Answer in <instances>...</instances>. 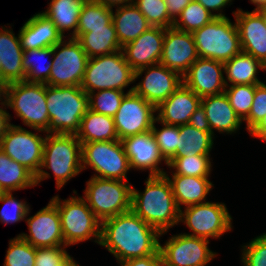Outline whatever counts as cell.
Returning <instances> with one entry per match:
<instances>
[{
    "mask_svg": "<svg viewBox=\"0 0 266 266\" xmlns=\"http://www.w3.org/2000/svg\"><path fill=\"white\" fill-rule=\"evenodd\" d=\"M160 233L132 210L101 222L100 246L122 263L146 257L159 250Z\"/></svg>",
    "mask_w": 266,
    "mask_h": 266,
    "instance_id": "cell-1",
    "label": "cell"
},
{
    "mask_svg": "<svg viewBox=\"0 0 266 266\" xmlns=\"http://www.w3.org/2000/svg\"><path fill=\"white\" fill-rule=\"evenodd\" d=\"M145 184L143 193L132 188L131 210L161 236L179 223L180 210L165 175L148 176Z\"/></svg>",
    "mask_w": 266,
    "mask_h": 266,
    "instance_id": "cell-2",
    "label": "cell"
},
{
    "mask_svg": "<svg viewBox=\"0 0 266 266\" xmlns=\"http://www.w3.org/2000/svg\"><path fill=\"white\" fill-rule=\"evenodd\" d=\"M42 168L52 170L58 190L78 175L83 169L81 143L76 134L47 133L41 170L35 176L36 185L50 177Z\"/></svg>",
    "mask_w": 266,
    "mask_h": 266,
    "instance_id": "cell-3",
    "label": "cell"
},
{
    "mask_svg": "<svg viewBox=\"0 0 266 266\" xmlns=\"http://www.w3.org/2000/svg\"><path fill=\"white\" fill-rule=\"evenodd\" d=\"M46 100L50 120L47 133L76 134L89 110V97L81 86L46 85Z\"/></svg>",
    "mask_w": 266,
    "mask_h": 266,
    "instance_id": "cell-4",
    "label": "cell"
},
{
    "mask_svg": "<svg viewBox=\"0 0 266 266\" xmlns=\"http://www.w3.org/2000/svg\"><path fill=\"white\" fill-rule=\"evenodd\" d=\"M192 35L199 58L225 63L242 51L237 24L227 17L214 18Z\"/></svg>",
    "mask_w": 266,
    "mask_h": 266,
    "instance_id": "cell-5",
    "label": "cell"
},
{
    "mask_svg": "<svg viewBox=\"0 0 266 266\" xmlns=\"http://www.w3.org/2000/svg\"><path fill=\"white\" fill-rule=\"evenodd\" d=\"M134 82V71L122 50L89 58L81 88L88 94L95 90H124Z\"/></svg>",
    "mask_w": 266,
    "mask_h": 266,
    "instance_id": "cell-6",
    "label": "cell"
},
{
    "mask_svg": "<svg viewBox=\"0 0 266 266\" xmlns=\"http://www.w3.org/2000/svg\"><path fill=\"white\" fill-rule=\"evenodd\" d=\"M132 188L127 181L92 176L83 199L102 222L131 210Z\"/></svg>",
    "mask_w": 266,
    "mask_h": 266,
    "instance_id": "cell-7",
    "label": "cell"
},
{
    "mask_svg": "<svg viewBox=\"0 0 266 266\" xmlns=\"http://www.w3.org/2000/svg\"><path fill=\"white\" fill-rule=\"evenodd\" d=\"M57 206L61 219V230L66 246L95 238L100 243L101 221L96 217L82 197H70L60 201L59 196L51 199Z\"/></svg>",
    "mask_w": 266,
    "mask_h": 266,
    "instance_id": "cell-8",
    "label": "cell"
},
{
    "mask_svg": "<svg viewBox=\"0 0 266 266\" xmlns=\"http://www.w3.org/2000/svg\"><path fill=\"white\" fill-rule=\"evenodd\" d=\"M7 105L15 111L26 126L39 132L49 130L46 84L26 81L10 83Z\"/></svg>",
    "mask_w": 266,
    "mask_h": 266,
    "instance_id": "cell-9",
    "label": "cell"
},
{
    "mask_svg": "<svg viewBox=\"0 0 266 266\" xmlns=\"http://www.w3.org/2000/svg\"><path fill=\"white\" fill-rule=\"evenodd\" d=\"M81 153L82 169L88 165L99 173L93 177L128 181L131 167L120 140L81 143Z\"/></svg>",
    "mask_w": 266,
    "mask_h": 266,
    "instance_id": "cell-10",
    "label": "cell"
},
{
    "mask_svg": "<svg viewBox=\"0 0 266 266\" xmlns=\"http://www.w3.org/2000/svg\"><path fill=\"white\" fill-rule=\"evenodd\" d=\"M63 46V47H62ZM54 58L50 77L45 83L49 86H81L89 57L80 42L69 38L52 47Z\"/></svg>",
    "mask_w": 266,
    "mask_h": 266,
    "instance_id": "cell-11",
    "label": "cell"
},
{
    "mask_svg": "<svg viewBox=\"0 0 266 266\" xmlns=\"http://www.w3.org/2000/svg\"><path fill=\"white\" fill-rule=\"evenodd\" d=\"M232 217L223 203L204 202L185 207L180 210L179 222H184L193 237L209 240V237L219 238L232 229Z\"/></svg>",
    "mask_w": 266,
    "mask_h": 266,
    "instance_id": "cell-12",
    "label": "cell"
},
{
    "mask_svg": "<svg viewBox=\"0 0 266 266\" xmlns=\"http://www.w3.org/2000/svg\"><path fill=\"white\" fill-rule=\"evenodd\" d=\"M45 139L46 136L12 124L0 142V149L36 176L41 170Z\"/></svg>",
    "mask_w": 266,
    "mask_h": 266,
    "instance_id": "cell-13",
    "label": "cell"
},
{
    "mask_svg": "<svg viewBox=\"0 0 266 266\" xmlns=\"http://www.w3.org/2000/svg\"><path fill=\"white\" fill-rule=\"evenodd\" d=\"M154 112L156 107L130 88L113 116L119 140L151 131L156 119Z\"/></svg>",
    "mask_w": 266,
    "mask_h": 266,
    "instance_id": "cell-14",
    "label": "cell"
},
{
    "mask_svg": "<svg viewBox=\"0 0 266 266\" xmlns=\"http://www.w3.org/2000/svg\"><path fill=\"white\" fill-rule=\"evenodd\" d=\"M209 240L181 233L172 236L164 246L159 244L164 266H206L216 256L208 248Z\"/></svg>",
    "mask_w": 266,
    "mask_h": 266,
    "instance_id": "cell-15",
    "label": "cell"
},
{
    "mask_svg": "<svg viewBox=\"0 0 266 266\" xmlns=\"http://www.w3.org/2000/svg\"><path fill=\"white\" fill-rule=\"evenodd\" d=\"M145 70L144 79L133 86V92L155 107L169 98L183 84L182 76L179 73L160 63L136 70L134 81L142 76Z\"/></svg>",
    "mask_w": 266,
    "mask_h": 266,
    "instance_id": "cell-16",
    "label": "cell"
},
{
    "mask_svg": "<svg viewBox=\"0 0 266 266\" xmlns=\"http://www.w3.org/2000/svg\"><path fill=\"white\" fill-rule=\"evenodd\" d=\"M25 221L27 222L30 235L22 233L19 236L33 247L66 246L61 230L60 214L52 200H50L46 207Z\"/></svg>",
    "mask_w": 266,
    "mask_h": 266,
    "instance_id": "cell-17",
    "label": "cell"
},
{
    "mask_svg": "<svg viewBox=\"0 0 266 266\" xmlns=\"http://www.w3.org/2000/svg\"><path fill=\"white\" fill-rule=\"evenodd\" d=\"M199 58L192 33L165 29L160 64L183 76L189 67Z\"/></svg>",
    "mask_w": 266,
    "mask_h": 266,
    "instance_id": "cell-18",
    "label": "cell"
},
{
    "mask_svg": "<svg viewBox=\"0 0 266 266\" xmlns=\"http://www.w3.org/2000/svg\"><path fill=\"white\" fill-rule=\"evenodd\" d=\"M224 63L198 58L182 76L183 84L199 97L217 95L226 89Z\"/></svg>",
    "mask_w": 266,
    "mask_h": 266,
    "instance_id": "cell-19",
    "label": "cell"
},
{
    "mask_svg": "<svg viewBox=\"0 0 266 266\" xmlns=\"http://www.w3.org/2000/svg\"><path fill=\"white\" fill-rule=\"evenodd\" d=\"M164 37L165 28L152 26L122 47L126 62L134 72L160 63Z\"/></svg>",
    "mask_w": 266,
    "mask_h": 266,
    "instance_id": "cell-20",
    "label": "cell"
},
{
    "mask_svg": "<svg viewBox=\"0 0 266 266\" xmlns=\"http://www.w3.org/2000/svg\"><path fill=\"white\" fill-rule=\"evenodd\" d=\"M237 24L242 51L252 55L266 66V25L258 11L233 12Z\"/></svg>",
    "mask_w": 266,
    "mask_h": 266,
    "instance_id": "cell-21",
    "label": "cell"
},
{
    "mask_svg": "<svg viewBox=\"0 0 266 266\" xmlns=\"http://www.w3.org/2000/svg\"><path fill=\"white\" fill-rule=\"evenodd\" d=\"M128 156L130 167L139 170H150L149 176L164 175L158 165L165 161L161 156L152 132H145L121 140Z\"/></svg>",
    "mask_w": 266,
    "mask_h": 266,
    "instance_id": "cell-22",
    "label": "cell"
},
{
    "mask_svg": "<svg viewBox=\"0 0 266 266\" xmlns=\"http://www.w3.org/2000/svg\"><path fill=\"white\" fill-rule=\"evenodd\" d=\"M201 97L182 84L169 98L157 107L158 122L170 125L189 124L191 115L201 106Z\"/></svg>",
    "mask_w": 266,
    "mask_h": 266,
    "instance_id": "cell-23",
    "label": "cell"
},
{
    "mask_svg": "<svg viewBox=\"0 0 266 266\" xmlns=\"http://www.w3.org/2000/svg\"><path fill=\"white\" fill-rule=\"evenodd\" d=\"M20 29L23 51L53 47L65 37L43 13L33 15Z\"/></svg>",
    "mask_w": 266,
    "mask_h": 266,
    "instance_id": "cell-24",
    "label": "cell"
},
{
    "mask_svg": "<svg viewBox=\"0 0 266 266\" xmlns=\"http://www.w3.org/2000/svg\"><path fill=\"white\" fill-rule=\"evenodd\" d=\"M23 49L19 35L5 27L0 30V65L1 79L9 84L25 81L26 73L22 67Z\"/></svg>",
    "mask_w": 266,
    "mask_h": 266,
    "instance_id": "cell-25",
    "label": "cell"
},
{
    "mask_svg": "<svg viewBox=\"0 0 266 266\" xmlns=\"http://www.w3.org/2000/svg\"><path fill=\"white\" fill-rule=\"evenodd\" d=\"M201 106L205 110L211 133L213 129L231 134L239 129L242 121L236 115L225 92L202 97Z\"/></svg>",
    "mask_w": 266,
    "mask_h": 266,
    "instance_id": "cell-26",
    "label": "cell"
},
{
    "mask_svg": "<svg viewBox=\"0 0 266 266\" xmlns=\"http://www.w3.org/2000/svg\"><path fill=\"white\" fill-rule=\"evenodd\" d=\"M172 187L175 202L179 210L181 205L186 207L204 203L206 196L212 189V182L208 177H189L184 175L172 174V179L168 177L167 173L164 174Z\"/></svg>",
    "mask_w": 266,
    "mask_h": 266,
    "instance_id": "cell-27",
    "label": "cell"
},
{
    "mask_svg": "<svg viewBox=\"0 0 266 266\" xmlns=\"http://www.w3.org/2000/svg\"><path fill=\"white\" fill-rule=\"evenodd\" d=\"M112 22L121 47L152 27L133 3L116 8V12L112 13Z\"/></svg>",
    "mask_w": 266,
    "mask_h": 266,
    "instance_id": "cell-28",
    "label": "cell"
},
{
    "mask_svg": "<svg viewBox=\"0 0 266 266\" xmlns=\"http://www.w3.org/2000/svg\"><path fill=\"white\" fill-rule=\"evenodd\" d=\"M80 143L119 140L113 117L88 110L80 122L76 133Z\"/></svg>",
    "mask_w": 266,
    "mask_h": 266,
    "instance_id": "cell-29",
    "label": "cell"
},
{
    "mask_svg": "<svg viewBox=\"0 0 266 266\" xmlns=\"http://www.w3.org/2000/svg\"><path fill=\"white\" fill-rule=\"evenodd\" d=\"M258 68L266 70V66L260 61L241 51L224 63V72L227 75L225 84L228 85L229 81L231 85H258L262 83L256 76Z\"/></svg>",
    "mask_w": 266,
    "mask_h": 266,
    "instance_id": "cell-30",
    "label": "cell"
},
{
    "mask_svg": "<svg viewBox=\"0 0 266 266\" xmlns=\"http://www.w3.org/2000/svg\"><path fill=\"white\" fill-rule=\"evenodd\" d=\"M77 40L89 58L122 50L113 22L107 28L92 29L83 33Z\"/></svg>",
    "mask_w": 266,
    "mask_h": 266,
    "instance_id": "cell-31",
    "label": "cell"
},
{
    "mask_svg": "<svg viewBox=\"0 0 266 266\" xmlns=\"http://www.w3.org/2000/svg\"><path fill=\"white\" fill-rule=\"evenodd\" d=\"M86 0H51L48 9L42 12L64 36V31L73 29L71 37L77 32L81 8Z\"/></svg>",
    "mask_w": 266,
    "mask_h": 266,
    "instance_id": "cell-32",
    "label": "cell"
},
{
    "mask_svg": "<svg viewBox=\"0 0 266 266\" xmlns=\"http://www.w3.org/2000/svg\"><path fill=\"white\" fill-rule=\"evenodd\" d=\"M36 186L35 176L0 149V188L12 192Z\"/></svg>",
    "mask_w": 266,
    "mask_h": 266,
    "instance_id": "cell-33",
    "label": "cell"
},
{
    "mask_svg": "<svg viewBox=\"0 0 266 266\" xmlns=\"http://www.w3.org/2000/svg\"><path fill=\"white\" fill-rule=\"evenodd\" d=\"M178 154L175 157L210 155L213 147V134L198 130L190 124L179 126Z\"/></svg>",
    "mask_w": 266,
    "mask_h": 266,
    "instance_id": "cell-34",
    "label": "cell"
},
{
    "mask_svg": "<svg viewBox=\"0 0 266 266\" xmlns=\"http://www.w3.org/2000/svg\"><path fill=\"white\" fill-rule=\"evenodd\" d=\"M112 13L113 9L92 0H86L81 8L77 32L72 38L77 39L81 34L90 32L92 29L107 28L112 22Z\"/></svg>",
    "mask_w": 266,
    "mask_h": 266,
    "instance_id": "cell-35",
    "label": "cell"
},
{
    "mask_svg": "<svg viewBox=\"0 0 266 266\" xmlns=\"http://www.w3.org/2000/svg\"><path fill=\"white\" fill-rule=\"evenodd\" d=\"M178 18L181 22L176 19L173 27L180 31L192 33L208 24L216 17L199 2L192 0L188 6L182 10Z\"/></svg>",
    "mask_w": 266,
    "mask_h": 266,
    "instance_id": "cell-36",
    "label": "cell"
},
{
    "mask_svg": "<svg viewBox=\"0 0 266 266\" xmlns=\"http://www.w3.org/2000/svg\"><path fill=\"white\" fill-rule=\"evenodd\" d=\"M53 55L52 47H46L42 49H34V50H26L23 52V61L22 67L26 73L25 81L29 83H43L45 84L49 77L50 71L53 66V61L51 60L46 63V66H37L36 63L34 64L31 58L33 56L39 58L50 57ZM32 56V57H31ZM31 57V58H30ZM36 62V61H35Z\"/></svg>",
    "mask_w": 266,
    "mask_h": 266,
    "instance_id": "cell-37",
    "label": "cell"
},
{
    "mask_svg": "<svg viewBox=\"0 0 266 266\" xmlns=\"http://www.w3.org/2000/svg\"><path fill=\"white\" fill-rule=\"evenodd\" d=\"M210 160L209 155L174 157L167 166L175 169L172 174L189 177H209L211 172Z\"/></svg>",
    "mask_w": 266,
    "mask_h": 266,
    "instance_id": "cell-38",
    "label": "cell"
},
{
    "mask_svg": "<svg viewBox=\"0 0 266 266\" xmlns=\"http://www.w3.org/2000/svg\"><path fill=\"white\" fill-rule=\"evenodd\" d=\"M155 122L157 119L153 122L151 132L165 164H168L178 154L179 126L161 123L163 127L159 130Z\"/></svg>",
    "mask_w": 266,
    "mask_h": 266,
    "instance_id": "cell-39",
    "label": "cell"
},
{
    "mask_svg": "<svg viewBox=\"0 0 266 266\" xmlns=\"http://www.w3.org/2000/svg\"><path fill=\"white\" fill-rule=\"evenodd\" d=\"M126 94L122 90L106 89L88 93L89 109L103 115L113 117L118 111Z\"/></svg>",
    "mask_w": 266,
    "mask_h": 266,
    "instance_id": "cell-40",
    "label": "cell"
},
{
    "mask_svg": "<svg viewBox=\"0 0 266 266\" xmlns=\"http://www.w3.org/2000/svg\"><path fill=\"white\" fill-rule=\"evenodd\" d=\"M255 88L256 85H226L224 92L241 121H244L250 113Z\"/></svg>",
    "mask_w": 266,
    "mask_h": 266,
    "instance_id": "cell-41",
    "label": "cell"
},
{
    "mask_svg": "<svg viewBox=\"0 0 266 266\" xmlns=\"http://www.w3.org/2000/svg\"><path fill=\"white\" fill-rule=\"evenodd\" d=\"M133 4L153 27H173L174 20L168 15L164 0H133Z\"/></svg>",
    "mask_w": 266,
    "mask_h": 266,
    "instance_id": "cell-42",
    "label": "cell"
},
{
    "mask_svg": "<svg viewBox=\"0 0 266 266\" xmlns=\"http://www.w3.org/2000/svg\"><path fill=\"white\" fill-rule=\"evenodd\" d=\"M35 247L19 235L9 242L4 266H35Z\"/></svg>",
    "mask_w": 266,
    "mask_h": 266,
    "instance_id": "cell-43",
    "label": "cell"
},
{
    "mask_svg": "<svg viewBox=\"0 0 266 266\" xmlns=\"http://www.w3.org/2000/svg\"><path fill=\"white\" fill-rule=\"evenodd\" d=\"M0 202L4 203L0 210V221L4 224L19 222L29 214L26 202L16 200L11 192L1 193Z\"/></svg>",
    "mask_w": 266,
    "mask_h": 266,
    "instance_id": "cell-44",
    "label": "cell"
},
{
    "mask_svg": "<svg viewBox=\"0 0 266 266\" xmlns=\"http://www.w3.org/2000/svg\"><path fill=\"white\" fill-rule=\"evenodd\" d=\"M64 248L66 246L35 248V266H71L75 261Z\"/></svg>",
    "mask_w": 266,
    "mask_h": 266,
    "instance_id": "cell-45",
    "label": "cell"
},
{
    "mask_svg": "<svg viewBox=\"0 0 266 266\" xmlns=\"http://www.w3.org/2000/svg\"><path fill=\"white\" fill-rule=\"evenodd\" d=\"M242 247V263L244 266H266V233L254 238Z\"/></svg>",
    "mask_w": 266,
    "mask_h": 266,
    "instance_id": "cell-46",
    "label": "cell"
},
{
    "mask_svg": "<svg viewBox=\"0 0 266 266\" xmlns=\"http://www.w3.org/2000/svg\"><path fill=\"white\" fill-rule=\"evenodd\" d=\"M266 115V84L263 82L256 85L254 100L248 117L244 120L247 123V130L250 132Z\"/></svg>",
    "mask_w": 266,
    "mask_h": 266,
    "instance_id": "cell-47",
    "label": "cell"
},
{
    "mask_svg": "<svg viewBox=\"0 0 266 266\" xmlns=\"http://www.w3.org/2000/svg\"><path fill=\"white\" fill-rule=\"evenodd\" d=\"M121 266H164L162 256L160 250H158L155 254L125 260L120 263Z\"/></svg>",
    "mask_w": 266,
    "mask_h": 266,
    "instance_id": "cell-48",
    "label": "cell"
},
{
    "mask_svg": "<svg viewBox=\"0 0 266 266\" xmlns=\"http://www.w3.org/2000/svg\"><path fill=\"white\" fill-rule=\"evenodd\" d=\"M189 124L198 130L211 132L205 110L202 106L197 108L195 112L191 115Z\"/></svg>",
    "mask_w": 266,
    "mask_h": 266,
    "instance_id": "cell-49",
    "label": "cell"
},
{
    "mask_svg": "<svg viewBox=\"0 0 266 266\" xmlns=\"http://www.w3.org/2000/svg\"><path fill=\"white\" fill-rule=\"evenodd\" d=\"M168 15L175 21L192 0H164Z\"/></svg>",
    "mask_w": 266,
    "mask_h": 266,
    "instance_id": "cell-50",
    "label": "cell"
},
{
    "mask_svg": "<svg viewBox=\"0 0 266 266\" xmlns=\"http://www.w3.org/2000/svg\"><path fill=\"white\" fill-rule=\"evenodd\" d=\"M199 2L205 9H207L211 14L215 17H226L220 11L223 7L228 5V3L232 2V0H196ZM214 11H219V13H212Z\"/></svg>",
    "mask_w": 266,
    "mask_h": 266,
    "instance_id": "cell-51",
    "label": "cell"
},
{
    "mask_svg": "<svg viewBox=\"0 0 266 266\" xmlns=\"http://www.w3.org/2000/svg\"><path fill=\"white\" fill-rule=\"evenodd\" d=\"M10 122V115L6 110H3L0 107V142L4 135L6 134V131L10 128L12 125Z\"/></svg>",
    "mask_w": 266,
    "mask_h": 266,
    "instance_id": "cell-52",
    "label": "cell"
},
{
    "mask_svg": "<svg viewBox=\"0 0 266 266\" xmlns=\"http://www.w3.org/2000/svg\"><path fill=\"white\" fill-rule=\"evenodd\" d=\"M250 134L254 137H258L261 140L266 141V115L262 120L250 131Z\"/></svg>",
    "mask_w": 266,
    "mask_h": 266,
    "instance_id": "cell-53",
    "label": "cell"
},
{
    "mask_svg": "<svg viewBox=\"0 0 266 266\" xmlns=\"http://www.w3.org/2000/svg\"><path fill=\"white\" fill-rule=\"evenodd\" d=\"M95 3L104 5L110 9H113L114 6L120 7L133 3V0H92ZM122 4V5H121Z\"/></svg>",
    "mask_w": 266,
    "mask_h": 266,
    "instance_id": "cell-54",
    "label": "cell"
},
{
    "mask_svg": "<svg viewBox=\"0 0 266 266\" xmlns=\"http://www.w3.org/2000/svg\"><path fill=\"white\" fill-rule=\"evenodd\" d=\"M8 88H9V83L3 79L0 78V101H2V98L4 99L3 102L0 103L3 106H8L7 105V97H8Z\"/></svg>",
    "mask_w": 266,
    "mask_h": 266,
    "instance_id": "cell-55",
    "label": "cell"
},
{
    "mask_svg": "<svg viewBox=\"0 0 266 266\" xmlns=\"http://www.w3.org/2000/svg\"><path fill=\"white\" fill-rule=\"evenodd\" d=\"M251 3H253L254 5H256L257 7L254 9V11H258L261 8L266 7V0H250Z\"/></svg>",
    "mask_w": 266,
    "mask_h": 266,
    "instance_id": "cell-56",
    "label": "cell"
},
{
    "mask_svg": "<svg viewBox=\"0 0 266 266\" xmlns=\"http://www.w3.org/2000/svg\"><path fill=\"white\" fill-rule=\"evenodd\" d=\"M258 12L262 15L265 25H266V7L261 8L260 10H258Z\"/></svg>",
    "mask_w": 266,
    "mask_h": 266,
    "instance_id": "cell-57",
    "label": "cell"
},
{
    "mask_svg": "<svg viewBox=\"0 0 266 266\" xmlns=\"http://www.w3.org/2000/svg\"><path fill=\"white\" fill-rule=\"evenodd\" d=\"M71 266H80L76 262H74Z\"/></svg>",
    "mask_w": 266,
    "mask_h": 266,
    "instance_id": "cell-58",
    "label": "cell"
}]
</instances>
